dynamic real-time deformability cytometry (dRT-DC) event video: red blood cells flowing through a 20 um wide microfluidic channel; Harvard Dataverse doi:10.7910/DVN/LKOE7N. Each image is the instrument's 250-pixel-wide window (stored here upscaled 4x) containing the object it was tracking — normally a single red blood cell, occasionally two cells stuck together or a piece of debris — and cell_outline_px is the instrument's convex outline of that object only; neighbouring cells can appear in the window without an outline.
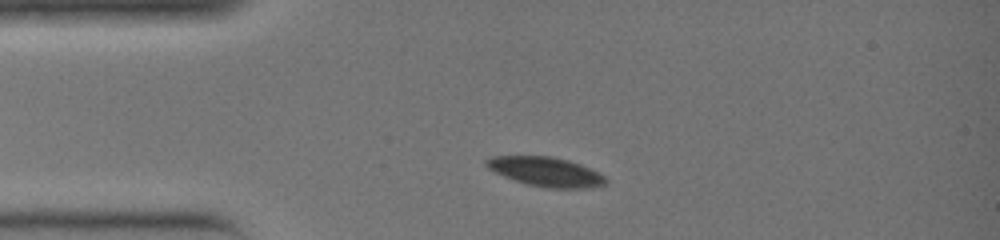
{"species": "common noctule bat (a hibernating species)", "species_latin": "Nyctalus noctula", "temperature_condition": "warm", "stored_images_in_passage": 30, "camera_frame_rate_fps": 3000, "um_per_image_px": 0.085, "animal": {"sex": "female", "body_mass_g": 19.0, "forearm_length_mm": 51.5}, "frame": {"image": 1, "passage_image": 4, "time_ms": 1.0, "image_size_px": [1000, 240], "cell_outline_px": [[608, 184], [588, 188], [548, 188], [528, 184], [504, 176], [488, 168], [484, 164], [484, 160], [492, 156], [552, 156], [568, 160], [580, 164], [600, 172], [608, 180]], "centroid_in_image_um": [46.44, 14.59], "position_along_channel_um": 38.6, "area_um2": 20.46}}
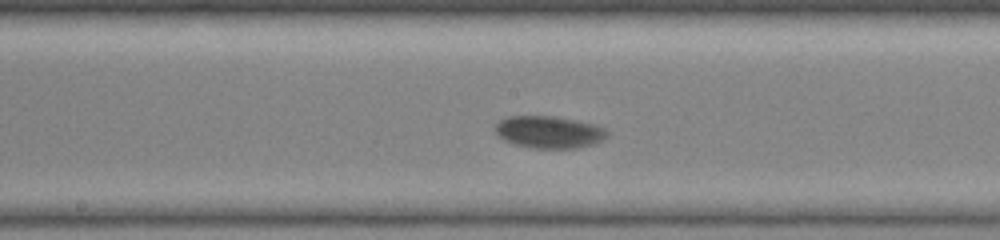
{"frame": {"image": 2, "passage_image": 15, "time_ms": 4.667, "image_size_px": [1000, 240], "cell_outline_px": [[608, 136], [604, 140], [592, 144], [576, 148], [532, 148], [516, 144], [504, 140], [492, 128], [500, 120], [508, 116], [552, 116], [576, 120], [596, 124], [604, 128], [608, 132]], "centroid_in_image_um": [46.68, 11.22], "position_along_channel_um": 201.5, "area_um2": 21.04}}
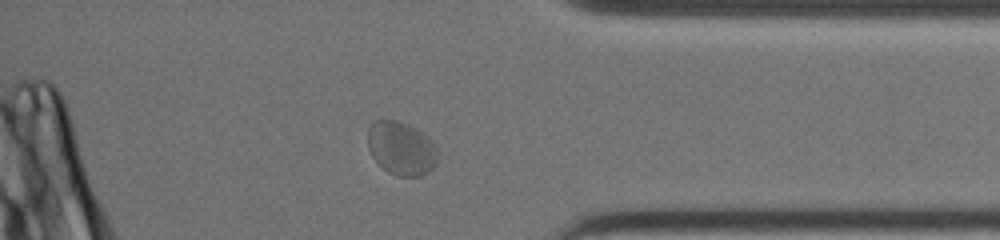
{"frame": {"image": 3, "passage_image": 27, "time_ms": 8.667, "image_size_px": [1000, 240], "cell_outline_px": [[436, 164], [428, 172], [420, 176], [396, 176], [388, 172], [372, 156], [368, 148], [368, 128], [376, 120], [396, 120], [408, 124], [428, 136], [432, 140], [436, 148]], "centroid_in_image_um": [34.11, 12.6], "position_along_channel_um": 401.1, "area_um2": 21.68}}